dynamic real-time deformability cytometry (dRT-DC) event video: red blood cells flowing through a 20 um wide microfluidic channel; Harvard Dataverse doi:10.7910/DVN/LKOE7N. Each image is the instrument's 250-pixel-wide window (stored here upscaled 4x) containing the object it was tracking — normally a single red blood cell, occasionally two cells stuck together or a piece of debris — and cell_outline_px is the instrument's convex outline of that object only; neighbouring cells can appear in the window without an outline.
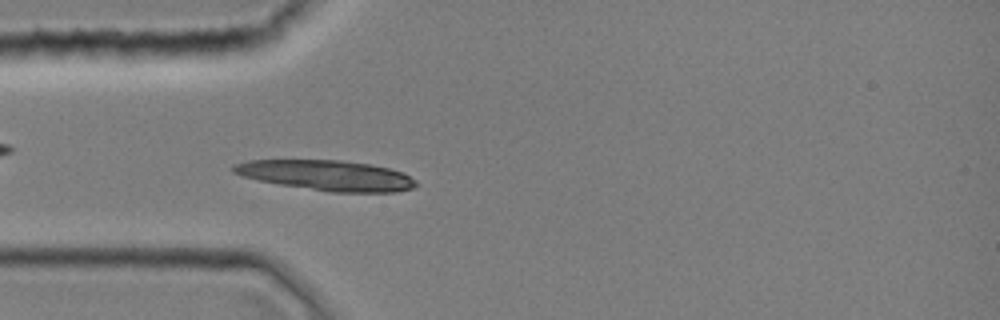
{"species": "common noctule bat (a hibernating species)", "species_latin": "Nyctalus noctula", "temperature_condition": "room temperature", "stored_images_in_passage": 43, "camera_frame_rate_fps": 3000, "um_per_image_px": 0.085, "animal": {"sex": "female", "body_mass_g": 19.0, "forearm_length_mm": 51.5}, "frame": {"image": 1, "passage_image": 12, "time_ms": 3.667, "image_size_px": [1000, 320], "cell_outline_px": [[416, 184], [412, 188], [396, 192], [332, 192], [280, 184], [260, 180], [244, 176], [232, 172], [232, 164], [248, 160], [340, 160], [368, 164], [388, 168], [400, 172], [416, 180]], "centroid_in_image_um": [27.74, 14.9], "position_along_channel_um": 57.3, "area_um2": 31.79}}
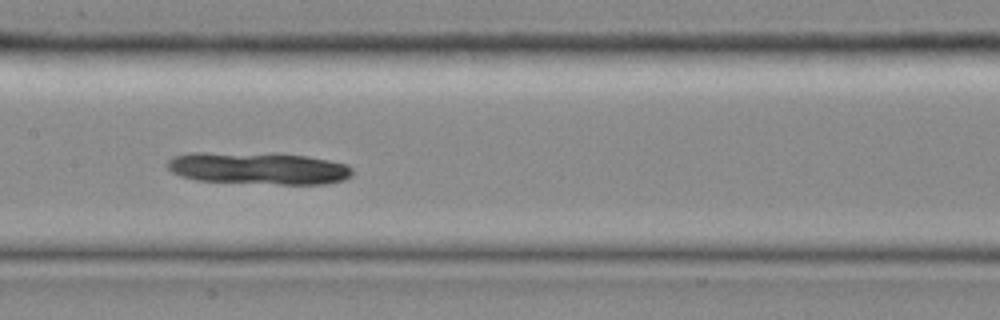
{"frame": {"image": 2, "passage_image": 21, "time_ms": 6.667, "image_size_px": [1000, 320], "cell_outline_px": [[352, 176], [344, 180], [328, 184], [280, 184], [196, 180], [180, 176], [172, 172], [164, 164], [172, 156], [188, 152], [276, 152], [308, 156], [348, 164], [352, 168]], "centroid_in_image_um": [21.95, 14.28], "position_along_channel_um": 185.5, "area_um2": 35.6}}
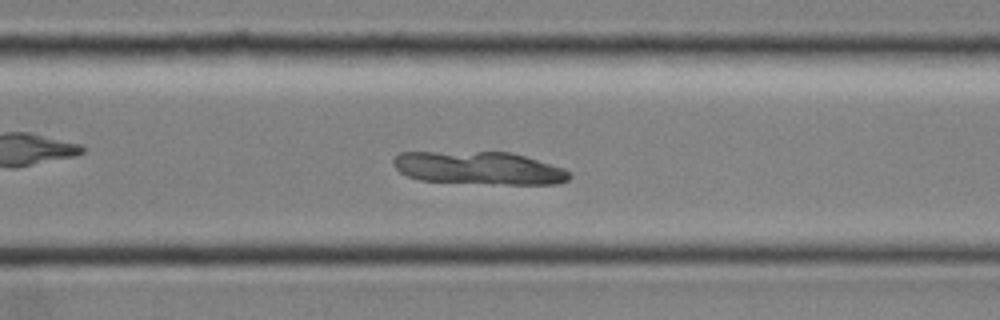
{"frame": {"image": 3, "passage_image": 31, "time_ms": 10.0, "image_size_px": [1000, 320], "cell_outline_px": [[572, 176], [568, 180], [556, 184], [492, 184], [420, 180], [408, 176], [400, 172], [392, 164], [392, 160], [400, 152], [512, 152], [564, 168]], "centroid_in_image_um": [40.71, 14.28], "position_along_channel_um": 329.9, "area_um2": 33.81}}